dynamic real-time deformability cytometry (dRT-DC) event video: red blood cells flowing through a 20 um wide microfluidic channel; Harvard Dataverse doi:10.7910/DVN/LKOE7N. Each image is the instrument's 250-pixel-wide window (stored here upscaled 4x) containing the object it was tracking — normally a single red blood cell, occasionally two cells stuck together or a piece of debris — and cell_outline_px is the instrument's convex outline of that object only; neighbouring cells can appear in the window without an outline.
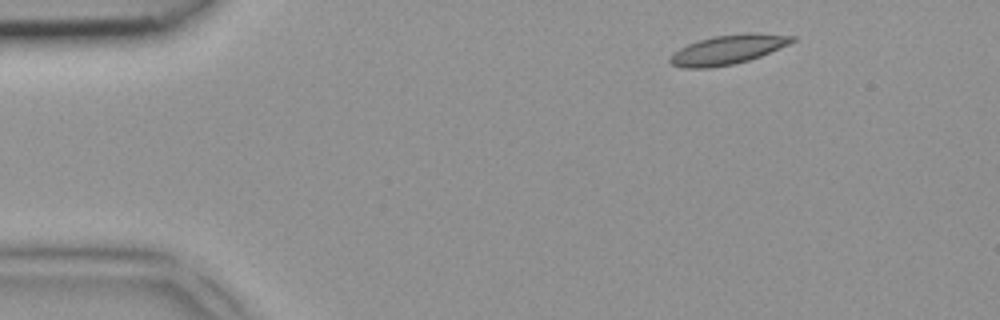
{"species": "common noctule bat (a hibernating species)", "species_latin": "Nyctalus noctula", "temperature_condition": "room temperature", "stored_images_in_passage": 2, "camera_frame_rate_fps": 3000, "um_per_image_px": 0.085, "animal": {"sex": "female", "body_mass_g": 18.4}, "frame": {"image": 1, "passage_image": 2, "time_ms": 0.333, "image_size_px": [1000, 320], "cell_outline_px": [[796, 40], [788, 44], [760, 56], [748, 60], [732, 64], [708, 68], [684, 68], [672, 64], [668, 60], [668, 56], [672, 52], [688, 44], [700, 40], [716, 36], [796, 36]], "centroid_in_image_um": [61.7, 4.29], "position_along_channel_um": 23.3, "area_um2": 19.54}}